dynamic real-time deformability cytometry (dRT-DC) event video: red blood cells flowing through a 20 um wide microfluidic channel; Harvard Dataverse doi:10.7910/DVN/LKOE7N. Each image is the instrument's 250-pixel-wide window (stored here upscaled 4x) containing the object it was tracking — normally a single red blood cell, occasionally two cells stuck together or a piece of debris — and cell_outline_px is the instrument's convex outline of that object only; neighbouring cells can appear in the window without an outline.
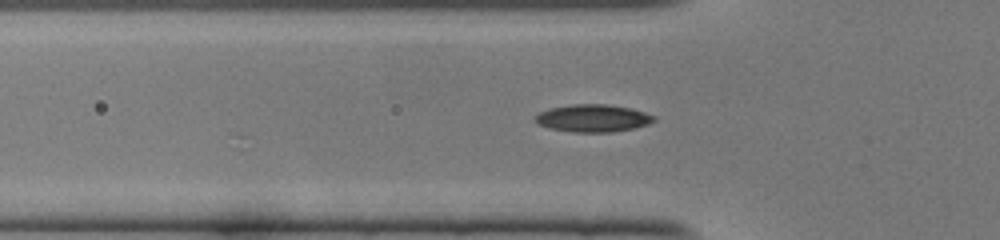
{"species": "common noctule bat (a hibernating species)", "species_latin": "Nyctalus noctula", "temperature_condition": "cold", "stored_images_in_passage": 4, "camera_frame_rate_fps": 3000, "um_per_image_px": 0.085, "animal": {"sex": "female", "body_mass_g": 22.0, "forearm_length_mm": 56.7}, "frame": {"image": 1, "passage_image": 4, "time_ms": 1.0, "image_size_px": [1000, 240], "cell_outline_px": [[656, 120], [648, 124], [632, 128], [612, 132], [572, 132], [552, 128], [536, 124], [532, 120], [540, 112], [548, 108], [572, 104], [604, 104], [632, 108], [656, 116]], "centroid_in_image_um": [50.38, 10.04], "position_along_channel_um": 75.4, "area_um2": 19.07}}